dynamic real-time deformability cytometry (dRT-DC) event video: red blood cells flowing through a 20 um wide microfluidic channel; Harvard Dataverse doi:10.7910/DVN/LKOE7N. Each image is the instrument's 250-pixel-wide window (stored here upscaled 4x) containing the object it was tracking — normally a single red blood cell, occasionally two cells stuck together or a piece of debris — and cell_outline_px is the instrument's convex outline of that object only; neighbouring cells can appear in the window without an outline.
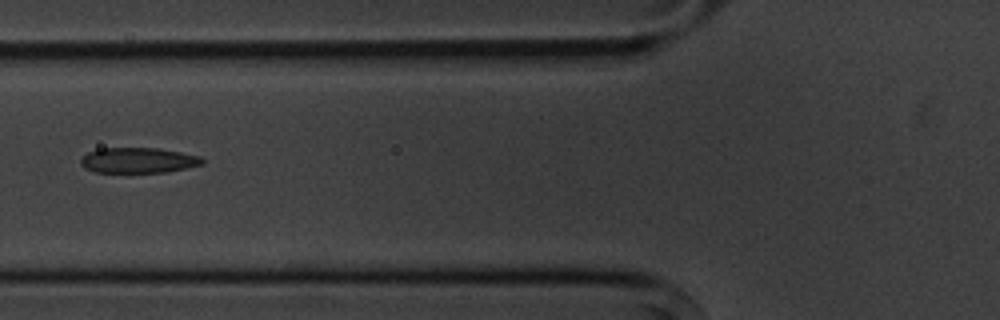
{"species": "common noctule bat (a hibernating species)", "species_latin": "Nyctalus noctula", "temperature_condition": "cold", "stored_images_in_passage": 6, "camera_frame_rate_fps": 3000, "um_per_image_px": 0.085, "animal": {"sex": "male", "body_mass_g": 20.1, "forearm_length_mm": 53.5}, "frame": {"image": 1, "passage_image": 3, "time_ms": 2.333, "image_size_px": [1000, 320], "cell_outline_px": [[204, 164], [188, 168], [168, 172], [96, 172], [84, 168], [80, 164], [80, 160], [88, 152], [100, 148], [160, 148], [200, 156], [204, 160]], "centroid_in_image_um": [11.77, 13.63], "position_along_channel_um": 114.0, "area_um2": 18.09}}
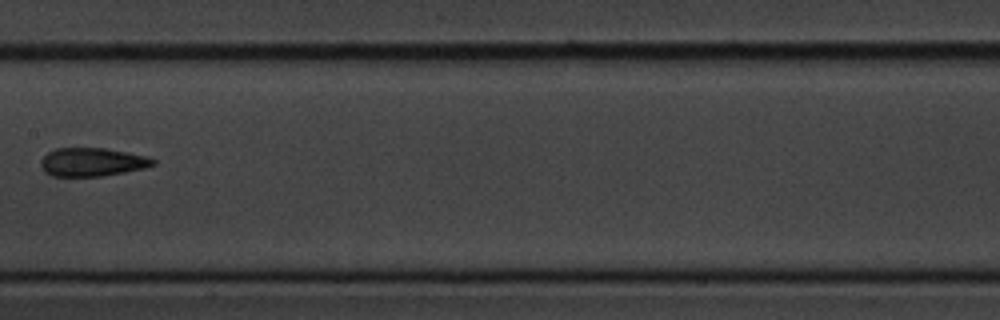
{"frame": {"image": 2, "passage_image": 5, "time_ms": 4.667, "image_size_px": [1000, 320], "cell_outline_px": [[156, 164], [144, 168], [124, 172], [100, 176], [52, 176], [44, 172], [40, 164], [40, 160], [48, 152], [56, 148], [104, 148], [152, 156], [156, 160]], "centroid_in_image_um": [7.86, 13.77], "position_along_channel_um": 199.5, "area_um2": 18.79}}
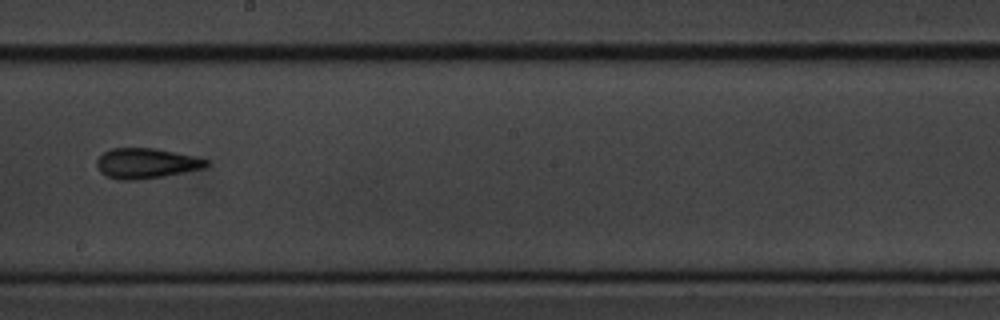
{"frame": {"image": 3, "passage_image": 6, "time_ms": 5.667, "image_size_px": [1000, 320], "cell_outline_px": [[208, 164], [204, 168], [164, 176], [136, 180], [120, 180], [108, 176], [100, 172], [96, 164], [96, 160], [104, 152], [112, 148], [156, 148], [192, 156], [208, 160]], "centroid_in_image_um": [12.4, 13.88], "position_along_channel_um": 235.8, "area_um2": 19.13}}